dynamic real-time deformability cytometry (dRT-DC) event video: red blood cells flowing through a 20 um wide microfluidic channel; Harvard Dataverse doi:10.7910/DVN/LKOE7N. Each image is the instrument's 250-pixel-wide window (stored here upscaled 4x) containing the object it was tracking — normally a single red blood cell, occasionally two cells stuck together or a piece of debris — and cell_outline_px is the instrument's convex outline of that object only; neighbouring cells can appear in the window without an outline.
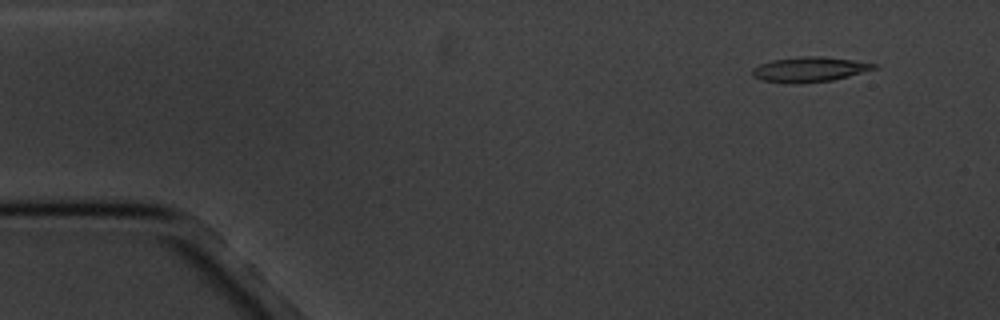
{"species": "common noctule bat (a hibernating species)", "species_latin": "Nyctalus noctula", "temperature_condition": "cold", "stored_images_in_passage": 3, "camera_frame_rate_fps": 3000, "um_per_image_px": 0.085, "animal": {"sex": "male", "body_mass_g": 20.1, "forearm_length_mm": 53.5}, "frame": {"image": 1, "passage_image": 1, "time_ms": 0.0, "image_size_px": [1000, 320], "cell_outline_px": [[880, 68], [832, 80], [764, 80], [752, 76], [752, 68], [760, 64], [772, 60], [804, 56], [820, 56], [852, 60], [880, 64]], "centroid_in_image_um": [68.92, 5.83], "position_along_channel_um": 16.1, "area_um2": 16.7}}
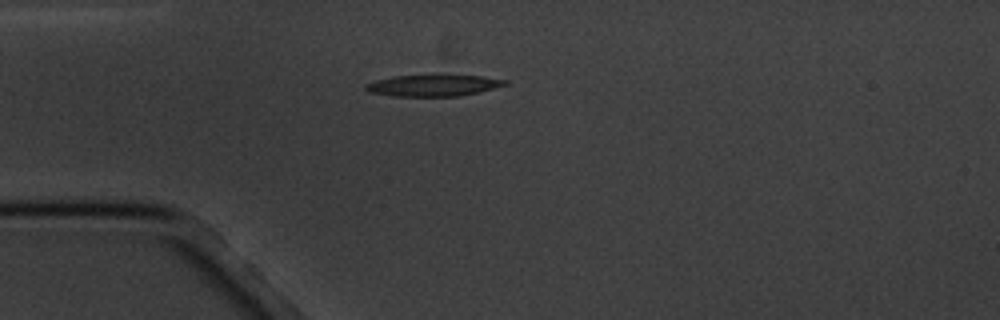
{"frame": {"image": 2, "passage_image": 3, "time_ms": 3.333, "image_size_px": [1000, 320], "cell_outline_px": [[508, 84], [460, 96], [392, 96], [368, 92], [364, 88], [364, 84], [376, 80], [392, 76], [480, 76], [508, 80]], "centroid_in_image_um": [36.75, 7.27], "position_along_channel_um": 48.2, "area_um2": 17.05}}